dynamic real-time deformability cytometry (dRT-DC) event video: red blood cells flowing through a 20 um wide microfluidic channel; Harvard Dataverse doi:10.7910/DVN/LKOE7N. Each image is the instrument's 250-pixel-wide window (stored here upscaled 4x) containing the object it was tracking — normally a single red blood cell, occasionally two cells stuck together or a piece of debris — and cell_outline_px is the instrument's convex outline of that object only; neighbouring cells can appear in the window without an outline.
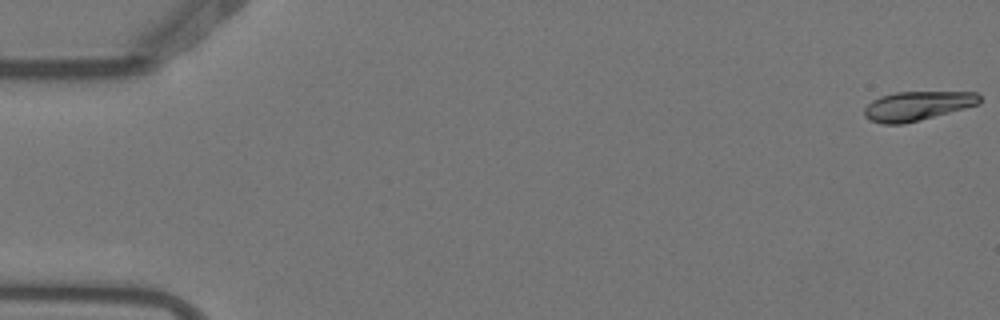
{"species": "Egyptian fruit bat (a non-hibernating species)", "species_latin": "Rousettus aegyptiacus", "temperature_condition": "warm", "stored_images_in_passage": 5, "segment_of_instrument_passage": [1, 2], "camera_frame_rate_fps": 3000, "um_per_image_px": 0.085, "animal": {"sex": "female"}, "frame": {"image": 1, "passage_image": 1, "time_ms": 0.0, "image_size_px": [1000, 320], "cell_outline_px": [[980, 104], [904, 124], [884, 124], [872, 120], [864, 116], [864, 108], [872, 100], [880, 96], [896, 92], [976, 92], [980, 96]], "centroid_in_image_um": [77.96, 8.99], "position_along_channel_um": 7.0, "area_um2": 19.48}}
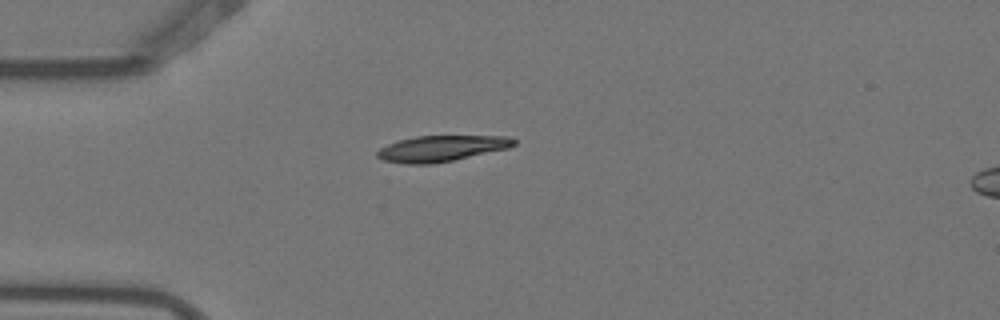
{"frame": {"image": 2, "passage_image": 4, "time_ms": 1.0, "image_size_px": [1000, 320], "cell_outline_px": [[516, 144], [508, 148], [452, 160], [432, 164], [404, 164], [384, 160], [376, 156], [376, 152], [380, 148], [388, 144], [400, 140], [416, 136], [508, 136], [516, 140]], "centroid_in_image_um": [37.51, 12.62], "position_along_channel_um": 47.5, "area_um2": 20.46}}